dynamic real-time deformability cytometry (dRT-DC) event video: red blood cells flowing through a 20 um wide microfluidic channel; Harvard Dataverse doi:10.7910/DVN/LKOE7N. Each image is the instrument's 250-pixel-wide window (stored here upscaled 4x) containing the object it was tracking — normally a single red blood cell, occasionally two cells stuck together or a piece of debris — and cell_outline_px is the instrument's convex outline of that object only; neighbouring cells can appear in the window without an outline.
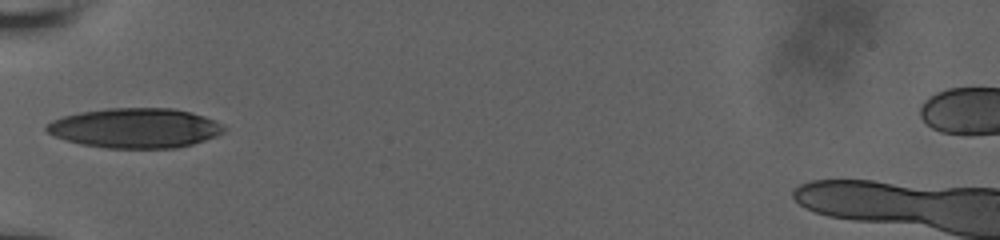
{"species": "human", "species_latin": "Homo sapiens", "temperature_condition": "room temperature", "stored_images_in_passage": 2, "camera_frame_rate_fps": 3000, "um_per_image_px": 0.085, "donor": {"sex": "male"}, "frame": {"image": 1, "passage_image": 1, "time_ms": 0.0, "image_size_px": [1000, 240], "cell_outline_px": [[228, 128], [224, 132], [216, 136], [192, 144], [176, 148], [108, 148], [80, 144], [56, 136], [48, 132], [44, 128], [52, 120], [64, 116], [80, 112], [104, 108], [172, 108], [204, 116], [216, 120], [224, 124]], "centroid_in_image_um": [11.53, 10.88], "position_along_channel_um": 73.5, "area_um2": 41.15}}